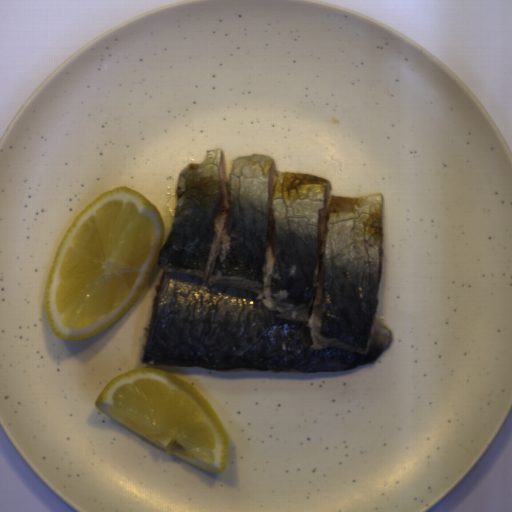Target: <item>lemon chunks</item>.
<instances>
[{
    "instance_id": "obj_1",
    "label": "lemon chunks",
    "mask_w": 512,
    "mask_h": 512,
    "mask_svg": "<svg viewBox=\"0 0 512 512\" xmlns=\"http://www.w3.org/2000/svg\"><path fill=\"white\" fill-rule=\"evenodd\" d=\"M162 217L125 186L93 199L60 239L45 282L44 305L55 337L98 335L139 298L163 246Z\"/></svg>"
},
{
    "instance_id": "obj_2",
    "label": "lemon chunks",
    "mask_w": 512,
    "mask_h": 512,
    "mask_svg": "<svg viewBox=\"0 0 512 512\" xmlns=\"http://www.w3.org/2000/svg\"><path fill=\"white\" fill-rule=\"evenodd\" d=\"M94 404L158 449L206 471L226 470L227 432L192 382L152 367H137L106 384Z\"/></svg>"
}]
</instances>
